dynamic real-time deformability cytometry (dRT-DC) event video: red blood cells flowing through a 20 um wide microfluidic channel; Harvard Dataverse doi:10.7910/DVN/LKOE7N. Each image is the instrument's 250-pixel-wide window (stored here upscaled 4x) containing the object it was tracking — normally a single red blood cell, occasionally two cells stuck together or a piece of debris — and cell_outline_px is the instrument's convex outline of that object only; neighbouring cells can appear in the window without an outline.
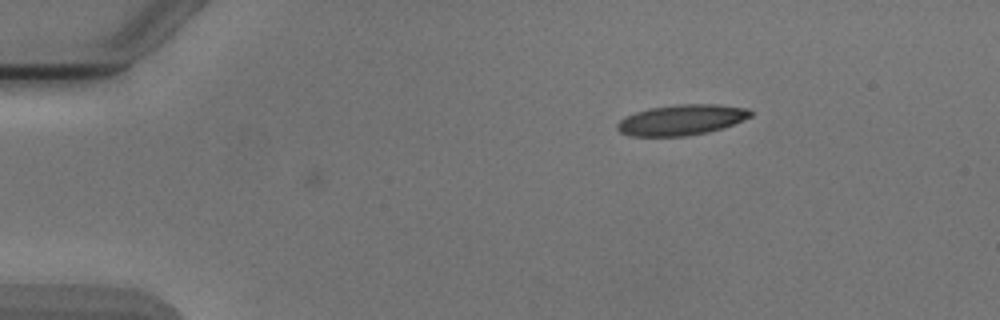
{"species": "Egyptian fruit bat (a non-hibernating species)", "species_latin": "Rousettus aegyptiacus", "temperature_condition": "cold", "stored_images_in_passage": 6, "camera_frame_rate_fps": 3000, "um_per_image_px": 0.085, "animal": {"sex": "male"}, "frame": {"image": 1, "passage_image": 6, "time_ms": 6.0, "image_size_px": [1000, 320], "cell_outline_px": [[752, 116], [732, 124], [708, 132], [684, 136], [628, 136], [620, 132], [616, 128], [616, 124], [624, 116], [648, 108], [676, 104], [720, 104], [748, 108], [752, 112]], "centroid_in_image_um": [57.89, 10.18], "position_along_channel_um": 27.1, "area_um2": 23.81}}